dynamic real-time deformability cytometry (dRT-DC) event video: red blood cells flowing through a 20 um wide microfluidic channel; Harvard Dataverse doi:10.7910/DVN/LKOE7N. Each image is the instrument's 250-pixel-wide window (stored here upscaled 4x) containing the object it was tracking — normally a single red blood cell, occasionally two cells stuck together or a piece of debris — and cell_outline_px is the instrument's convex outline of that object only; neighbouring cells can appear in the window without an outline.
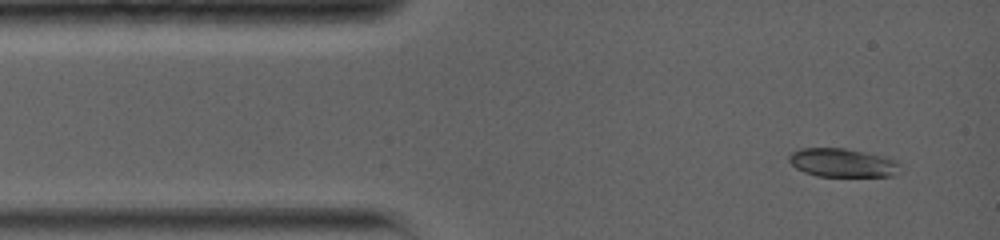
{"species": "common noctule bat (a hibernating species)", "species_latin": "Nyctalus noctula", "temperature_condition": "warm", "stored_images_in_passage": 12, "camera_frame_rate_fps": 5000, "um_per_image_px": 0.085, "animal": {"sex": "female", "body_mass_g": 19.0, "forearm_length_mm": 56.7}, "frame": {"image": 1, "passage_image": 1, "time_ms": 0.0, "image_size_px": [1000, 240], "cell_outline_px": [[900, 164], [892, 176], [816, 176], [804, 172], [796, 168], [788, 160], [788, 156], [792, 152], [800, 148], [844, 148], [864, 152], [896, 160]], "centroid_in_image_um": [71.54, 13.83], "position_along_channel_um": 13.5, "area_um2": 18.26}}
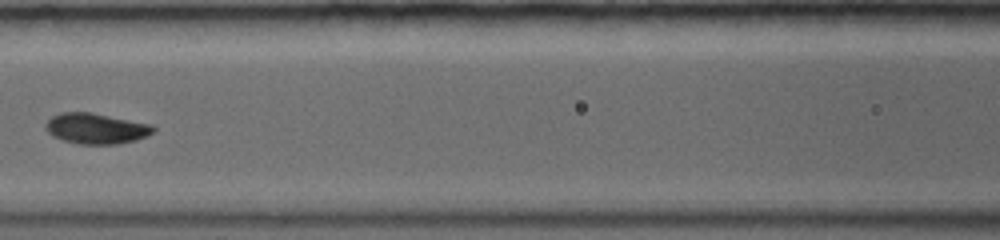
{"frame": {"image": 2, "passage_image": 9, "time_ms": 5.2, "image_size_px": [1000, 240], "cell_outline_px": [[156, 128], [148, 136], [136, 140], [120, 144], [80, 144], [64, 140], [52, 136], [44, 128], [44, 124], [52, 116], [60, 112], [92, 112], [152, 124]], "centroid_in_image_um": [8.17, 10.92], "position_along_channel_um": 158.4, "area_um2": 19.42}}
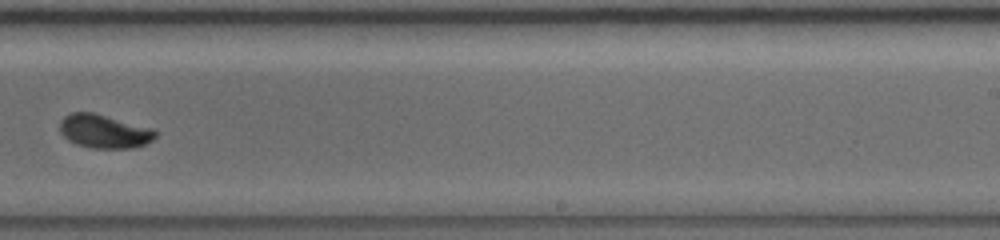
{"frame": {"image": 3, "passage_image": 12, "time_ms": 8.4, "image_size_px": [1000, 240], "cell_outline_px": [[156, 136], [152, 140], [144, 144], [132, 148], [92, 148], [76, 144], [68, 140], [60, 132], [60, 120], [68, 112], [92, 112], [152, 128], [156, 132]], "centroid_in_image_um": [8.82, 11.16], "position_along_channel_um": 280.2, "area_um2": 18.67}}